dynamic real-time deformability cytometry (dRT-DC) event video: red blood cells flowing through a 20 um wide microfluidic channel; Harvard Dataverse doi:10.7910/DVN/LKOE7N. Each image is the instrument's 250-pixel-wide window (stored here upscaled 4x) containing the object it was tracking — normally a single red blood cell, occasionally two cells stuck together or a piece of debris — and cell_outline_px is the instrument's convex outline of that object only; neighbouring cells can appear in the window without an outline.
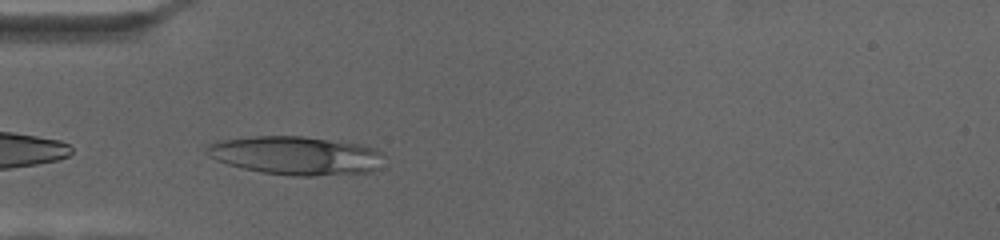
{"species": "human", "species_latin": "Homo sapiens", "temperature_condition": "cold", "stored_images_in_passage": 50, "camera_frame_rate_fps": 3000, "um_per_image_px": 0.085, "donor": {"sex": "female"}, "frame": {"image": 1, "passage_image": 3, "time_ms": 0.667, "image_size_px": [1000, 240], "cell_outline_px": [[384, 156], [380, 168], [372, 172], [316, 176], [292, 176], [260, 172], [228, 164], [216, 160], [208, 156], [204, 152], [204, 144], [224, 140], [256, 136], [304, 136], [360, 144], [376, 148]], "centroid_in_image_um": [25.16, 13.22], "position_along_channel_um": 59.8, "area_um2": 40.23}}
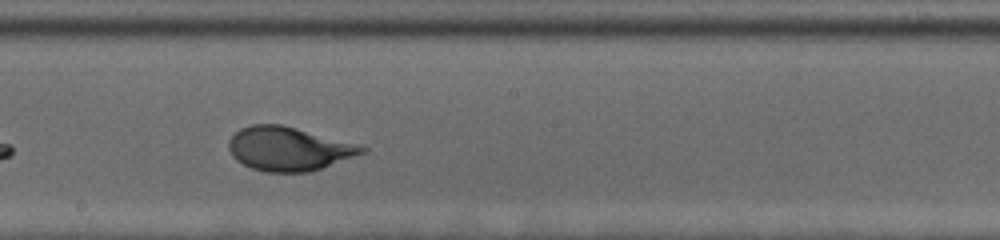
{"frame": {"image": 2, "passage_image": 20, "time_ms": 6.333, "image_size_px": [1000, 240], "cell_outline_px": [[368, 152], [308, 172], [268, 172], [252, 168], [236, 160], [232, 156], [228, 148], [228, 140], [240, 128], [252, 124], [280, 124], [360, 144], [368, 148]], "centroid_in_image_um": [24.55, 12.64], "position_along_channel_um": 223.7, "area_um2": 33.99}}
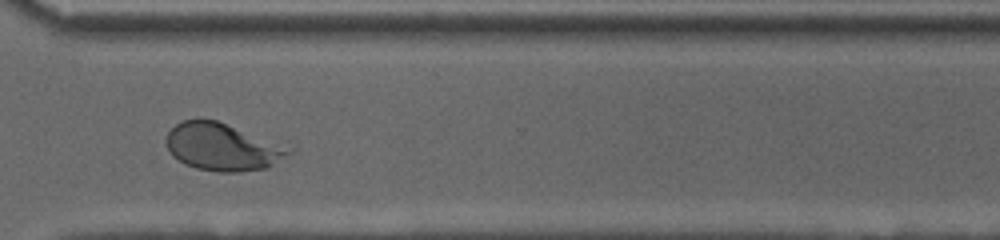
{"frame": {"image": 3, "passage_image": 33, "time_ms": 10.667, "image_size_px": [1000, 240], "cell_outline_px": [[292, 152], [268, 168], [236, 172], [216, 172], [196, 168], [184, 164], [172, 156], [164, 140], [168, 132], [176, 124], [184, 120], [216, 120]], "centroid_in_image_um": [18.75, 12.53], "position_along_channel_um": 351.9, "area_um2": 32.48}}